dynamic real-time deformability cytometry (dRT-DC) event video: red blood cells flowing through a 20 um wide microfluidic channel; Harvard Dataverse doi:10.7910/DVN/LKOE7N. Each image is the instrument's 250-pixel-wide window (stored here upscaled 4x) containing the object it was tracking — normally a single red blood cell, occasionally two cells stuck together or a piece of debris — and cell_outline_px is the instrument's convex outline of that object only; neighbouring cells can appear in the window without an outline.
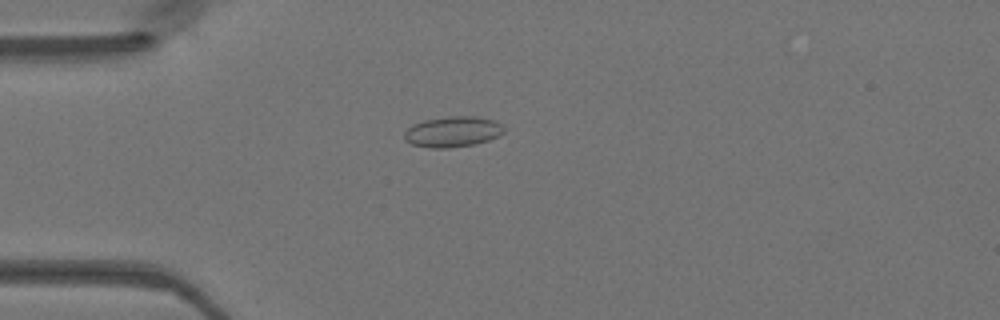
{"species": "Egyptian fruit bat (a non-hibernating species)", "species_latin": "Rousettus aegyptiacus", "temperature_condition": "warm", "stored_images_in_passage": 31, "camera_frame_rate_fps": 3000, "um_per_image_px": 0.085, "animal": {"sex": "female"}, "frame": {"image": 1, "passage_image": 2, "time_ms": 0.333, "image_size_px": [1000, 320], "cell_outline_px": [[504, 132], [488, 140], [476, 144], [448, 148], [428, 148], [412, 144], [404, 140], [404, 132], [412, 124], [424, 120], [448, 116], [476, 116], [492, 120], [504, 124]], "centroid_in_image_um": [38.46, 11.19], "position_along_channel_um": 46.5, "area_um2": 17.92}}
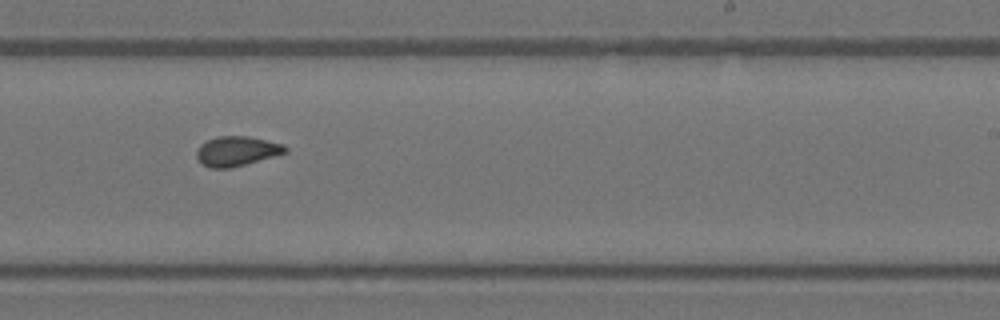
{"frame": {"image": 2, "passage_image": 19, "time_ms": 6.0, "image_size_px": [1000, 320], "cell_outline_px": [[288, 152], [232, 168], [212, 168], [200, 164], [196, 156], [196, 152], [200, 144], [208, 140], [220, 136], [248, 136], [284, 144], [288, 148]], "centroid_in_image_um": [20.12, 12.85], "position_along_channel_um": 268.9, "area_um2": 15.43}}
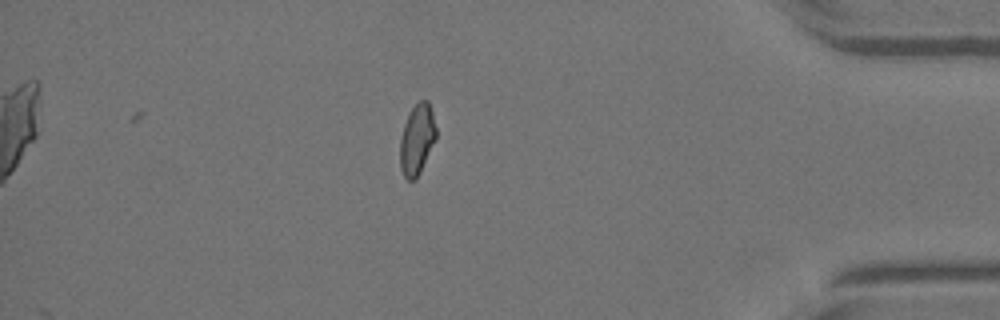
{"frame": {"image": 3, "passage_image": 31, "time_ms": 10.0, "image_size_px": [1000, 320], "cell_outline_px": [[436, 140], [416, 180], [408, 180], [404, 176], [400, 168], [400, 140], [404, 124], [408, 112], [420, 100], [428, 100], [432, 112], [436, 128]], "centroid_in_image_um": [35.44, 11.86], "position_along_channel_um": 399.8, "area_um2": 14.91}}